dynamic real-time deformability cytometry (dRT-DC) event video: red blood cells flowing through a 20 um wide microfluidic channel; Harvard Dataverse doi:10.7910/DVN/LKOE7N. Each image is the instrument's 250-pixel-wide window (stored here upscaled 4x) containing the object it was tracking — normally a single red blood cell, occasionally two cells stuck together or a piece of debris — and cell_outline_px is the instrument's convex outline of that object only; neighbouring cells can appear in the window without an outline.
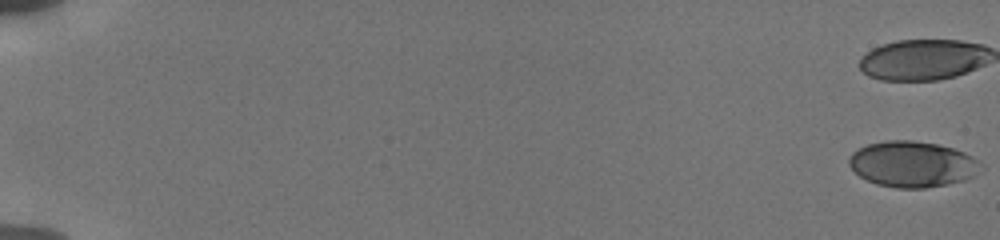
{"species": "human", "species_latin": "Homo sapiens", "temperature_condition": "cold", "stored_images_in_passage": 56, "camera_frame_rate_fps": 3000, "um_per_image_px": 0.085, "donor": {"sex": "male"}, "frame": {"image": 1, "passage_image": 1, "time_ms": 0.0, "image_size_px": [1000, 240], "cell_outline_px": [[984, 168], [972, 176], [964, 180], [948, 184], [924, 188], [896, 188], [876, 184], [860, 176], [848, 164], [848, 156], [852, 152], [868, 144], [888, 140], [912, 140], [936, 144], [952, 148], [964, 152], [980, 160], [984, 164]], "centroid_in_image_um": [77.58, 13.95], "position_along_channel_um": 7.4, "area_um2": 35.37}}